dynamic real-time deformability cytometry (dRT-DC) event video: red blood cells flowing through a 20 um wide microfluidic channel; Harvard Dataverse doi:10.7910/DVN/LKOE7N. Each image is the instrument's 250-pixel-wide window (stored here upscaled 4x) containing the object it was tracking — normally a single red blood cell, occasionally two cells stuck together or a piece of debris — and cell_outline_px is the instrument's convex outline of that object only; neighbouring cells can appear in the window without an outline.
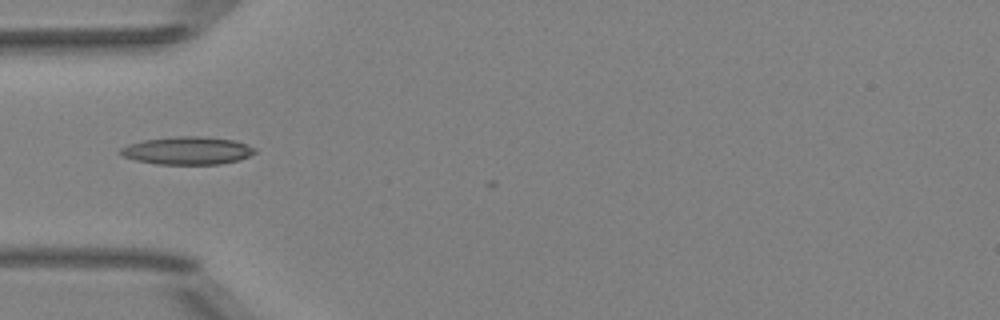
{"species": "Egyptian fruit bat (a non-hibernating species)", "species_latin": "Rousettus aegyptiacus", "temperature_condition": "room temperature", "stored_images_in_passage": 7, "camera_frame_rate_fps": 3000, "um_per_image_px": 0.085, "animal": {"sex": "female"}, "frame": {"image": 1, "passage_image": 5, "time_ms": 1.333, "image_size_px": [1000, 320], "cell_outline_px": [[256, 152], [240, 160], [220, 164], [156, 164], [136, 160], [124, 156], [116, 152], [120, 148], [128, 144], [144, 140], [176, 136], [200, 136], [236, 140], [248, 144], [256, 148]], "centroid_in_image_um": [15.94, 12.8], "position_along_channel_um": 69.1, "area_um2": 21.96}}